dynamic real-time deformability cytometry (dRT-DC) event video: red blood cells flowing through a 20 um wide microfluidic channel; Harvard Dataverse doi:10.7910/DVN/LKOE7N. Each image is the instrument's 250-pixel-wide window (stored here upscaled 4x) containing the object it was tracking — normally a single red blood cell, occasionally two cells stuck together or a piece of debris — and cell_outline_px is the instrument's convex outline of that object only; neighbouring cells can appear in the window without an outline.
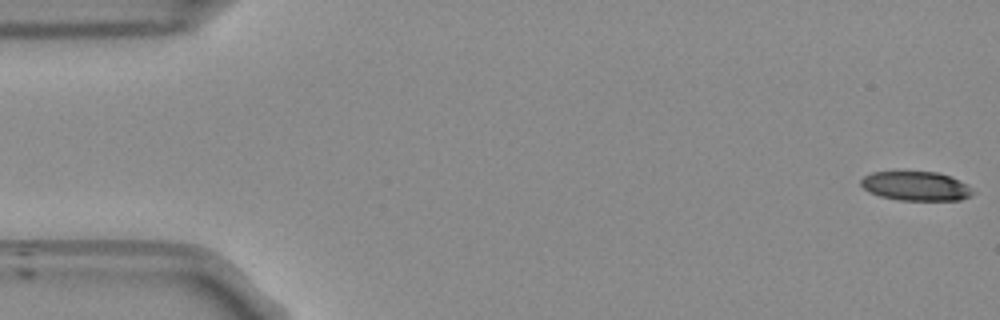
{"species": "Egyptian fruit bat (a non-hibernating species)", "species_latin": "Rousettus aegyptiacus", "temperature_condition": "room temperature", "stored_images_in_passage": 53, "camera_frame_rate_fps": 3000, "um_per_image_px": 0.085, "frame": {"image": 1, "passage_image": 1, "time_ms": 0.0, "image_size_px": [1000, 320], "cell_outline_px": [[976, 192], [960, 200], [900, 200], [880, 196], [868, 192], [860, 184], [860, 180], [864, 176], [872, 172], [936, 172], [948, 176], [968, 184]], "centroid_in_image_um": [77.84, 15.82], "position_along_channel_um": 7.2, "area_um2": 18.96}}
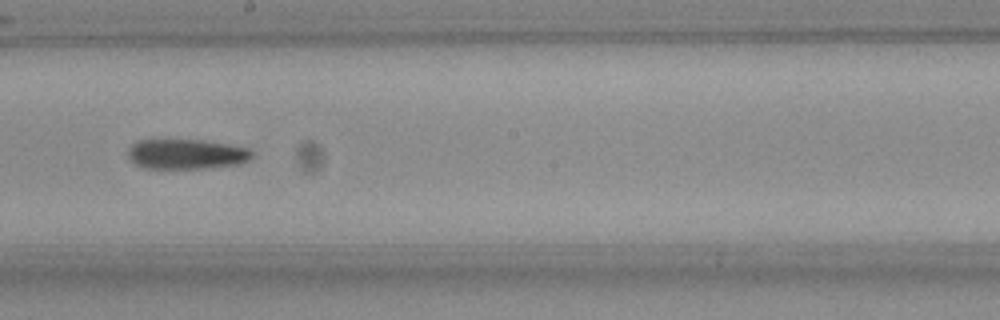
{"frame": {"image": 2, "passage_image": 29, "time_ms": 9.333, "image_size_px": [1000, 320], "cell_outline_px": [[252, 156], [248, 160], [240, 164], [204, 168], [144, 168], [136, 164], [128, 156], [128, 148], [136, 140], [204, 140], [228, 144], [248, 148], [252, 152]], "centroid_in_image_um": [15.84, 13.09], "position_along_channel_um": 232.4, "area_um2": 21.62}}
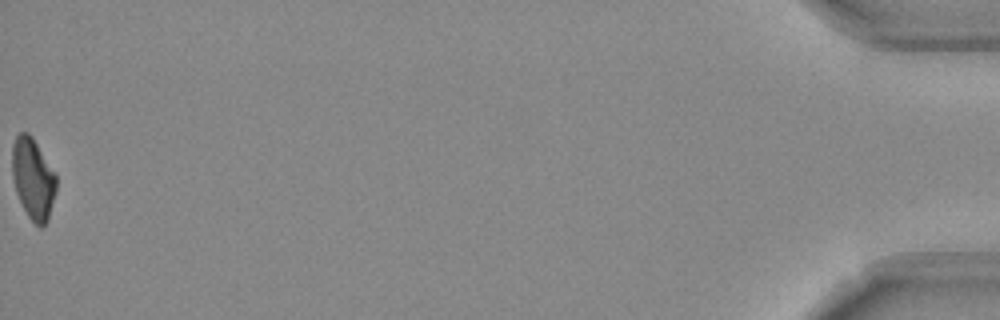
{"frame": {"image": 3, "passage_image": 53, "time_ms": 17.333, "image_size_px": [1000, 320], "cell_outline_px": [[56, 192], [48, 220], [40, 228], [28, 216], [16, 192], [12, 176], [12, 144], [16, 136], [20, 132], [28, 132], [32, 136], [56, 176]], "centroid_in_image_um": [2.8, 15.17], "position_along_channel_um": 432.4, "area_um2": 20.63}, "authors_computed_cell_mechanics": {"area_um2": 21.6172, "velocity_mm_per_s": 3.8382, "shape_relaxation_time_tau1_ms": 6.8326, "shape_relaxation_time_tau2_ms": 6.7787, "deformation_change_tau1": 0.1902, "deformation_change_tau2": 0.1759}}